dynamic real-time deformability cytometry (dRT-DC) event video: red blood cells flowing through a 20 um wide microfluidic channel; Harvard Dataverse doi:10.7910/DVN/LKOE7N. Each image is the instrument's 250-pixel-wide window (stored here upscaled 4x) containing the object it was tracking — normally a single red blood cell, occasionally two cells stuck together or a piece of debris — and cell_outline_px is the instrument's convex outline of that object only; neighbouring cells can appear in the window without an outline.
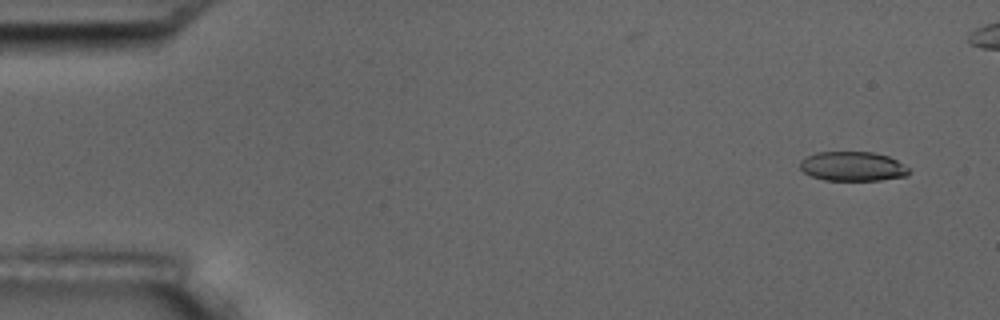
{"species": "common noctule bat (a hibernating species)", "species_latin": "Nyctalus noctula", "temperature_condition": "room temperature", "stored_images_in_passage": 5, "camera_frame_rate_fps": 3000, "um_per_image_px": 0.085, "animal": {"sex": "male", "body_mass_g": 17.5, "forearm_length_mm": 52.3}, "frame": {"image": 1, "passage_image": 1, "time_ms": 0.0, "image_size_px": [1000, 320], "cell_outline_px": [[908, 176], [880, 180], [824, 180], [812, 176], [804, 172], [800, 168], [800, 160], [816, 152], [872, 152], [888, 156], [896, 160], [908, 168]], "centroid_in_image_um": [72.46, 14.14], "position_along_channel_um": 12.5, "area_um2": 18.55}}